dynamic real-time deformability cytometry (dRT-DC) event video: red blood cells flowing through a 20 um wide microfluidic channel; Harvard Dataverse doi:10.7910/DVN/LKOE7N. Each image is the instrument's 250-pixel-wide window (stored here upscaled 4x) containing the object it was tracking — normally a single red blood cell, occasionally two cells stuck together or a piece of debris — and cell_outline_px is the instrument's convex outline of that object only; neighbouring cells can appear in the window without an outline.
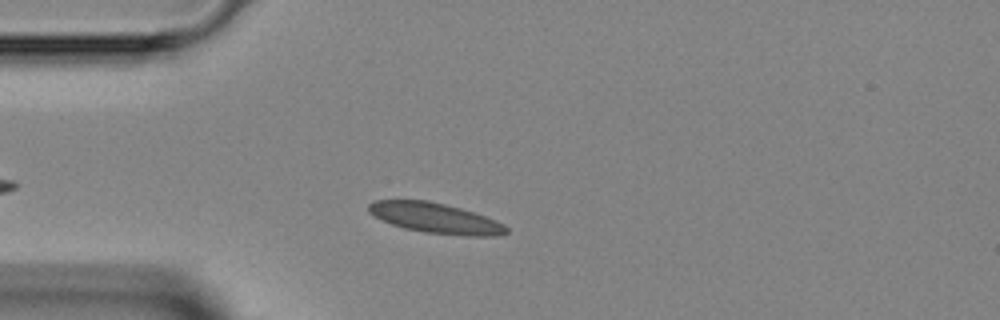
{"species": "Egyptian fruit bat (a non-hibernating species)", "species_latin": "Rousettus aegyptiacus", "temperature_condition": "room temperature", "stored_images_in_passage": 41, "camera_frame_rate_fps": 3000, "um_per_image_px": 0.085, "animal": {"sex": "female"}, "frame": {"image": 1, "passage_image": 9, "time_ms": 2.667, "image_size_px": [1000, 320], "cell_outline_px": [[508, 232], [496, 236], [464, 236], [424, 232], [404, 228], [380, 220], [368, 212], [368, 204], [372, 200], [428, 200], [460, 208], [496, 220], [504, 224], [508, 228]], "centroid_in_image_um": [36.98, 18.54], "position_along_channel_um": 48.0, "area_um2": 24.33}}
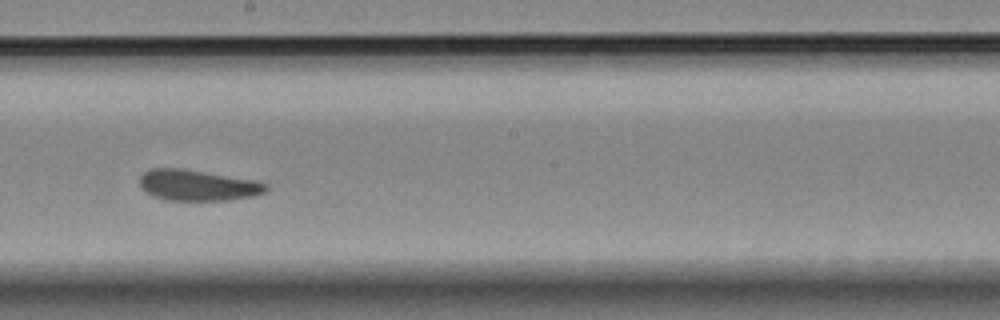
{"frame": {"image": 2, "passage_image": 23, "time_ms": 7.333, "image_size_px": [1000, 320], "cell_outline_px": [[268, 188], [264, 192], [252, 196], [228, 200], [164, 200], [148, 192], [140, 184], [140, 176], [148, 168], [184, 168], [256, 180], [268, 184]], "centroid_in_image_um": [16.82, 15.73], "position_along_channel_um": 231.4, "area_um2": 22.72}}
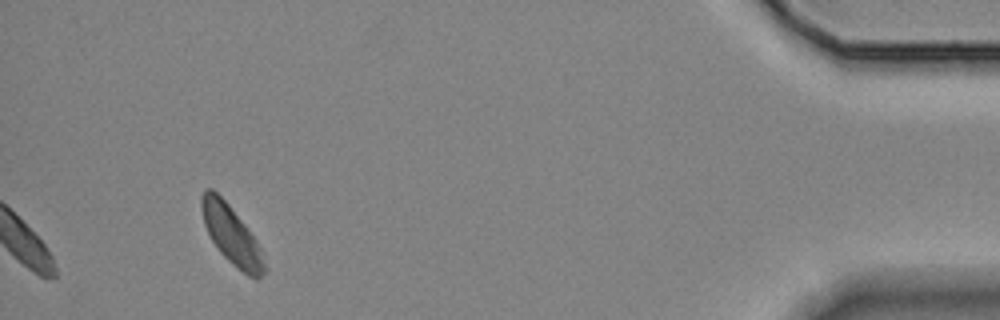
{"frame": {"image": 3, "passage_image": 41, "time_ms": 13.333, "image_size_px": [1000, 320], "cell_outline_px": [[268, 268], [256, 280], [248, 276], [232, 264], [220, 252], [212, 240], [204, 224], [200, 204], [200, 196], [204, 188], [212, 188], [228, 204], [244, 224], [256, 240], [264, 252]], "centroid_in_image_um": [19.7, 19.99], "position_along_channel_um": 415.5, "area_um2": 21.56}}